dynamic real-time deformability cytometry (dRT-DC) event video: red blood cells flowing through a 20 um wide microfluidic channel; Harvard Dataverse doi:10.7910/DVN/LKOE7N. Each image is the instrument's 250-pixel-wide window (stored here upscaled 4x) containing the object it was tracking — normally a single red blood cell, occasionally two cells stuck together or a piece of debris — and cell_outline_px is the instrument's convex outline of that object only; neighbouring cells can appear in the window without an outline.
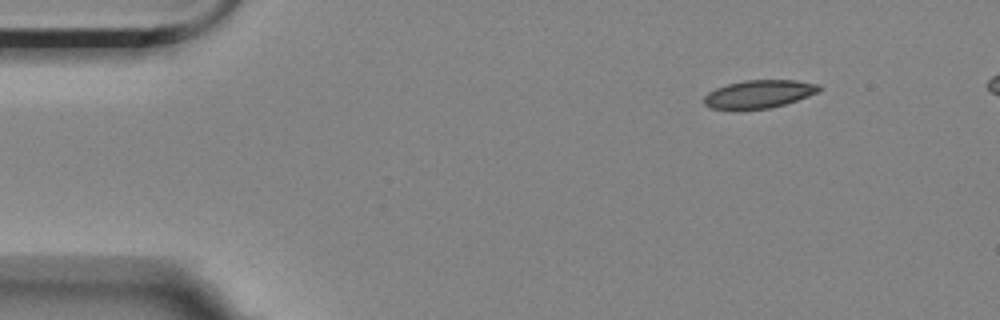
{"species": "Egyptian fruit bat (a non-hibernating species)", "species_latin": "Rousettus aegyptiacus", "temperature_condition": "room temperature", "stored_images_in_passage": 49, "camera_frame_rate_fps": 3000, "um_per_image_px": 0.085, "animal": {"sex": "female"}, "frame": {"image": 1, "passage_image": 1, "time_ms": 0.0, "image_size_px": [1000, 320], "cell_outline_px": [[820, 88], [816, 92], [808, 96], [784, 104], [768, 108], [712, 108], [704, 104], [704, 96], [708, 92], [716, 88], [728, 84], [744, 80], [796, 80], [820, 84]], "centroid_in_image_um": [64.51, 7.97], "position_along_channel_um": 20.5, "area_um2": 18.32}}
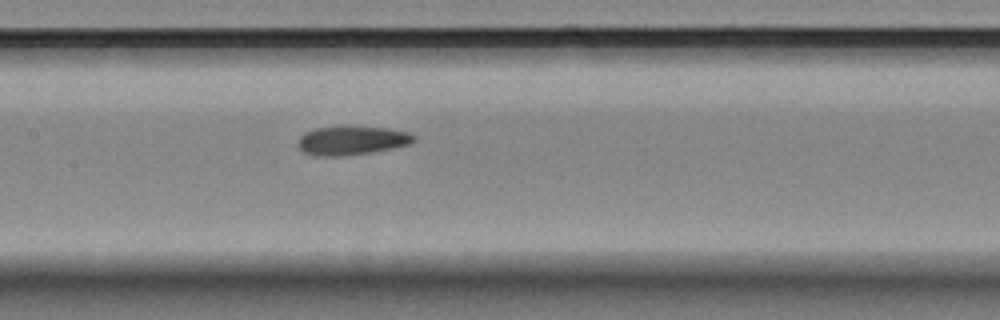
{"frame": {"image": 2, "passage_image": 21, "time_ms": 6.667, "image_size_px": [1000, 320], "cell_outline_px": [[416, 140], [408, 144], [392, 148], [372, 152], [344, 156], [312, 156], [304, 152], [296, 144], [300, 136], [304, 132], [316, 128], [348, 124], [388, 128], [408, 132], [416, 136]], "centroid_in_image_um": [29.87, 11.91], "position_along_channel_um": 177.5, "area_um2": 20.17}}
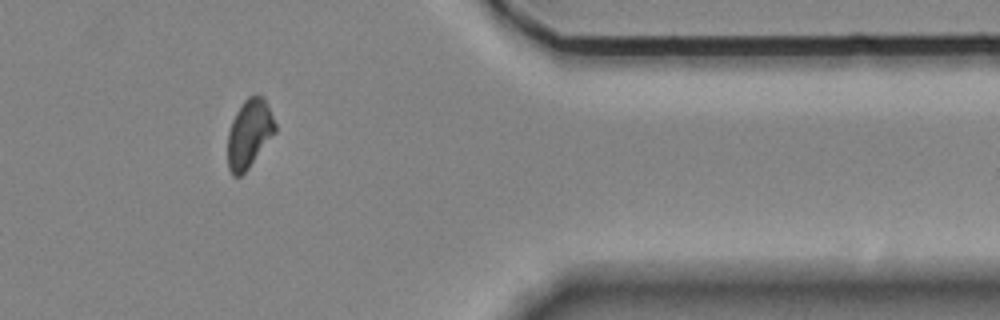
{"frame": {"image": 3, "passage_image": 41, "time_ms": 13.333, "image_size_px": [1000, 320], "cell_outline_px": [[276, 132], [248, 168], [240, 176], [232, 176], [228, 168], [228, 132], [232, 120], [236, 112], [244, 100], [248, 96], [264, 96], [276, 124]], "centroid_in_image_um": [21.18, 11.35], "position_along_channel_um": 390.2, "area_um2": 18.84}, "authors_computed_cell_mechanics": {"area_um2": 19.5364, "velocity_mm_per_s": 3.5131, "shape_relaxation_time_tau1_ms": null, "shape_relaxation_time_tau2_ms": 3.8579, "deformation_change_tau1": null, "deformation_change_tau2": 0.1104}}